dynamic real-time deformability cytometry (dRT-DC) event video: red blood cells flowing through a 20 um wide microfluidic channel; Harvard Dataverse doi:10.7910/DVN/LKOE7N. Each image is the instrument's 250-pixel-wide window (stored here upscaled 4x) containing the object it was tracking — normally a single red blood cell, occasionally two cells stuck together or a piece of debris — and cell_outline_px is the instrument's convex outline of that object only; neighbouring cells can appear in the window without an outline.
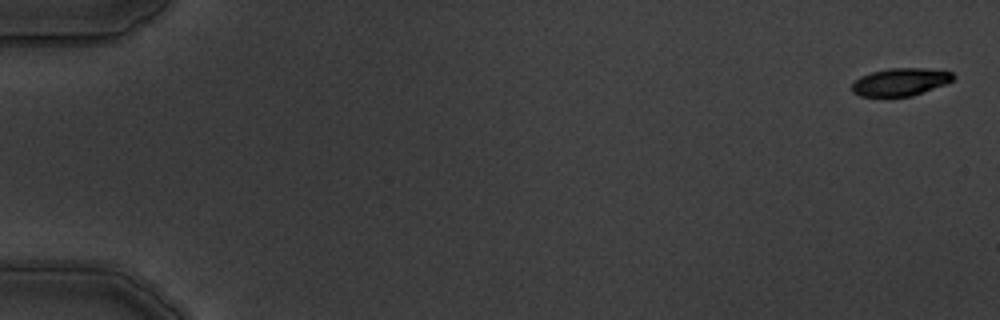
{"species": "common noctule bat (a hibernating species)", "species_latin": "Nyctalus noctula", "temperature_condition": "warm", "stored_images_in_passage": 5, "camera_frame_rate_fps": 3000, "um_per_image_px": 0.085, "animal": {"sex": "male", "body_mass_g": 19.5, "forearm_length_mm": 54.6}, "frame": {"image": 1, "passage_image": 1, "time_ms": 0.0, "image_size_px": [1000, 320], "cell_outline_px": [[956, 76], [952, 80], [944, 84], [912, 96], [860, 96], [852, 92], [852, 84], [860, 76], [872, 72], [888, 68], [924, 68], [952, 72]], "centroid_in_image_um": [76.52, 6.96], "position_along_channel_um": 8.5, "area_um2": 16.18}}